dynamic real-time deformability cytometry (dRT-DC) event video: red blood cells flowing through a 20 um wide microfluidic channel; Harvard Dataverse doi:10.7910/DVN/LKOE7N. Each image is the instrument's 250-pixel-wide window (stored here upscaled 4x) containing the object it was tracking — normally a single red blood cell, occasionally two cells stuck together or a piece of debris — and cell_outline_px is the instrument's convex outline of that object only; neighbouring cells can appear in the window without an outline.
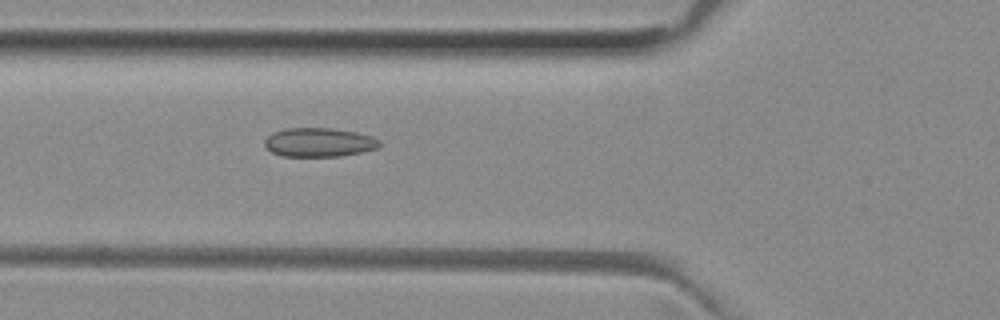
{"species": "common noctule bat (a hibernating species)", "species_latin": "Nyctalus noctula", "temperature_condition": "room temperature", "stored_images_in_passage": 6, "camera_frame_rate_fps": 3000, "um_per_image_px": 0.085, "animal": {"sex": "female", "body_mass_g": 29.2, "forearm_length_mm": 56.3}, "frame": {"image": 1, "passage_image": 6, "time_ms": 1.667, "image_size_px": [1000, 320], "cell_outline_px": [[380, 144], [376, 148], [360, 152], [340, 156], [284, 156], [272, 152], [264, 144], [264, 140], [272, 132], [284, 128], [332, 128], [356, 132], [372, 136], [380, 140]], "centroid_in_image_um": [27.1, 12.08], "position_along_channel_um": 98.7, "area_um2": 19.31}}